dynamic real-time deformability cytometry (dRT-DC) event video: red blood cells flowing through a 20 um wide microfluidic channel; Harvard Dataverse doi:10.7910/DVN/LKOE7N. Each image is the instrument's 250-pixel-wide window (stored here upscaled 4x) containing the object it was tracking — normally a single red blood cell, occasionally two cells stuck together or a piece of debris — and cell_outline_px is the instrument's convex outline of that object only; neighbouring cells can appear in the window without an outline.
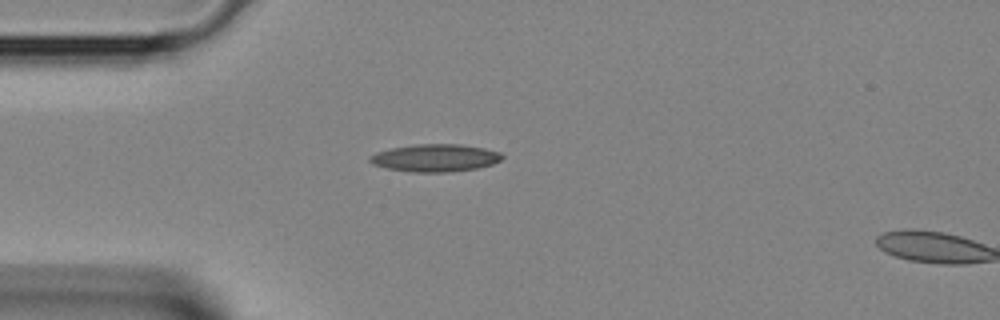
{"species": "Egyptian fruit bat (a non-hibernating species)", "species_latin": "Rousettus aegyptiacus", "temperature_condition": "room temperature", "stored_images_in_passage": 3, "segment_of_instrument_passage": [1, 2], "camera_frame_rate_fps": 3000, "um_per_image_px": 0.085, "animal": {"sex": "female"}, "frame": {"image": 1, "passage_image": 2, "time_ms": 0.333, "image_size_px": [1000, 320], "cell_outline_px": [[504, 156], [500, 160], [492, 164], [476, 168], [448, 172], [408, 172], [388, 168], [372, 164], [368, 160], [368, 156], [376, 152], [392, 148], [416, 144], [460, 144], [484, 148], [500, 152]], "centroid_in_image_um": [36.97, 13.42], "position_along_channel_um": 48.0, "area_um2": 21.21}}